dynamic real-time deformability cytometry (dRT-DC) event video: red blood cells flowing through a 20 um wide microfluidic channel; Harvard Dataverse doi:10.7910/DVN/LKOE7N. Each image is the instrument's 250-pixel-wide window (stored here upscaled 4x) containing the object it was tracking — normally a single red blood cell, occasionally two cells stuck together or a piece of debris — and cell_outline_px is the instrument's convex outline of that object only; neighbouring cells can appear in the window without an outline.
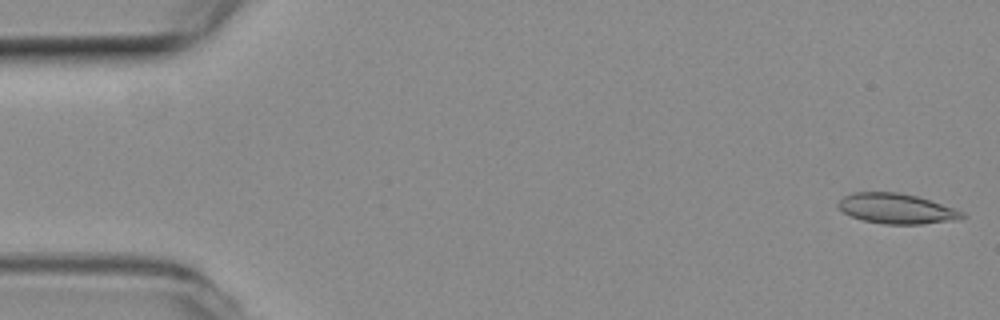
{"species": "common noctule bat (a hibernating species)", "species_latin": "Nyctalus noctula", "temperature_condition": "room temperature", "stored_images_in_passage": 52, "camera_frame_rate_fps": 3000, "um_per_image_px": 0.085, "animal": {"sex": "female", "body_mass_g": 19.3, "forearm_length_mm": 54.1}, "frame": {"image": 1, "passage_image": 1, "time_ms": 0.0, "image_size_px": [1000, 320], "cell_outline_px": [[968, 216], [960, 220], [920, 224], [884, 224], [864, 220], [852, 216], [844, 212], [836, 204], [844, 196], [852, 192], [896, 192], [916, 196], [956, 208], [964, 212]], "centroid_in_image_um": [76.27, 17.74], "position_along_channel_um": 8.7, "area_um2": 21.85}}
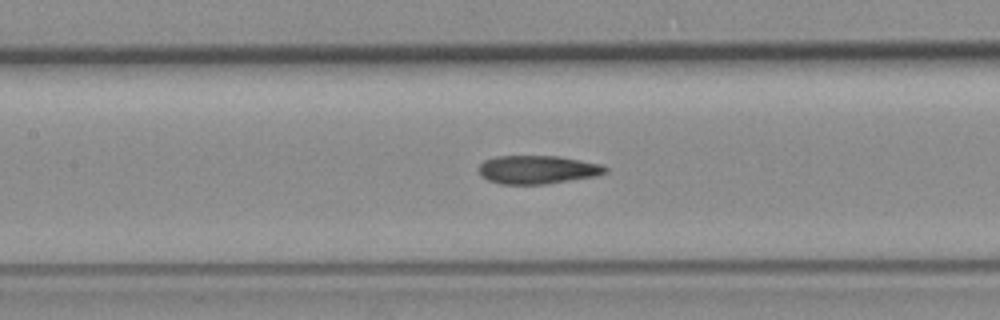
{"frame": {"image": 2, "passage_image": 23, "time_ms": 7.333, "image_size_px": [1000, 320], "cell_outline_px": [[608, 172], [596, 176], [544, 184], [500, 184], [488, 180], [480, 176], [480, 164], [484, 160], [496, 156], [560, 156], [600, 164], [608, 168]], "centroid_in_image_um": [45.69, 14.42], "position_along_channel_um": 161.7, "area_um2": 20.92}}
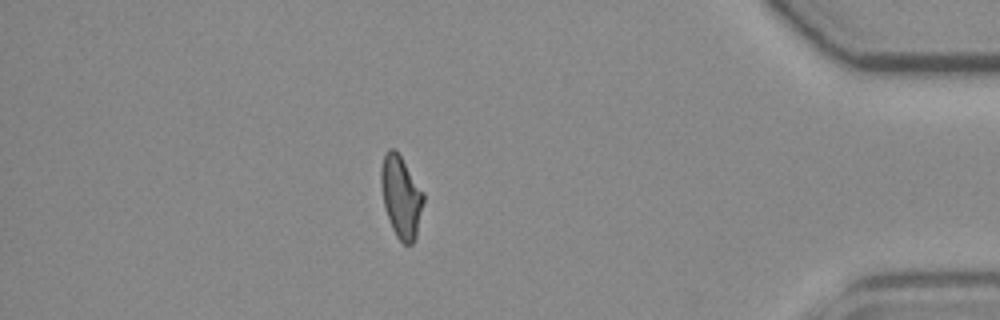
{"frame": {"image": 3, "passage_image": 45, "time_ms": 14.667, "image_size_px": [1000, 320], "cell_outline_px": [[424, 200], [416, 236], [412, 244], [404, 244], [396, 236], [392, 228], [384, 204], [380, 184], [380, 168], [384, 156], [388, 148], [396, 148], [424, 192]], "centroid_in_image_um": [34.09, 16.68], "position_along_channel_um": 401.1, "area_um2": 20.29}, "authors_computed_cell_mechanics": {"area_um2": 21.1259, "velocity_mm_per_s": 3.8903, "shape_relaxation_time_tau1_ms": null, "shape_relaxation_time_tau2_ms": 2.801, "deformation_change_tau1": null, "deformation_change_tau2": 0.1088}}